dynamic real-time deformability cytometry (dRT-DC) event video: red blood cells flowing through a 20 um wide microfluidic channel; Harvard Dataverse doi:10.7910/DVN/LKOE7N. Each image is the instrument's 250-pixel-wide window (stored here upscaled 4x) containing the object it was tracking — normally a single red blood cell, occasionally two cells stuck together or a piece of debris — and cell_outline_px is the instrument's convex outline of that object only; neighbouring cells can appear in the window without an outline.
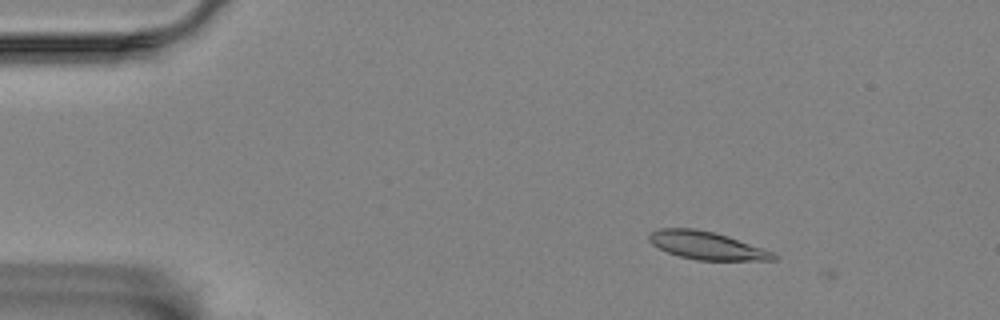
{"species": "Egyptian fruit bat (a non-hibernating species)", "species_latin": "Rousettus aegyptiacus", "temperature_condition": "room temperature", "stored_images_in_passage": 2, "camera_frame_rate_fps": 3000, "um_per_image_px": 0.085, "animal": {"sex": "female"}, "frame": {"image": 1, "passage_image": 1, "time_ms": 0.0, "image_size_px": [1000, 320], "cell_outline_px": [[776, 260], [696, 260], [680, 256], [668, 252], [652, 244], [648, 240], [648, 232], [660, 228], [696, 228], [728, 236], [776, 252]], "centroid_in_image_um": [60.07, 20.86], "position_along_channel_um": 24.9, "area_um2": 20.29}}